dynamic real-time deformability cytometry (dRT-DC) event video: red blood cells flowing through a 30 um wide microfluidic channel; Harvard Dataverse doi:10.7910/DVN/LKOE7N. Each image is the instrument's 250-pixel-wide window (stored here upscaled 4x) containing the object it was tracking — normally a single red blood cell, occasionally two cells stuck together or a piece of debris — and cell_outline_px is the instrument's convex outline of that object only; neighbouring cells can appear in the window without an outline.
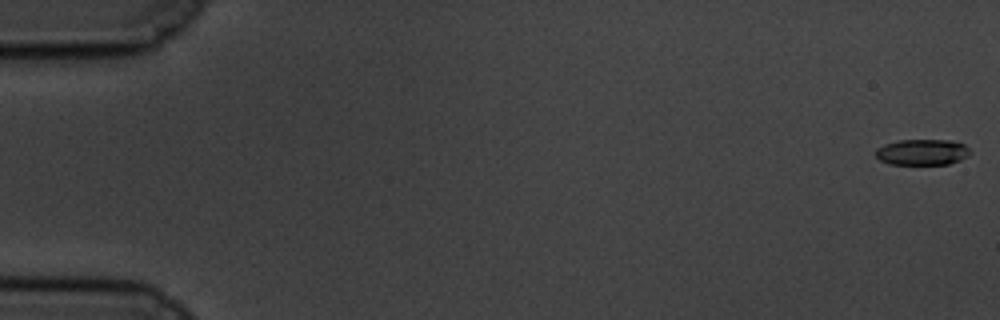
{"species": "common noctule bat (a hibernating species)", "species_latin": "Nyctalus noctula", "temperature_condition": "cold", "stored_images_in_passage": 58, "camera_frame_rate_fps": 3000, "um_per_image_px": 0.085, "animal": {"sex": "male", "body_mass_g": 19.5, "forearm_length_mm": 54.6}, "frame": {"image": 1, "passage_image": 1, "time_ms": 0.0, "image_size_px": [1000, 320], "cell_outline_px": [[972, 152], [968, 156], [960, 160], [948, 164], [888, 164], [880, 160], [876, 156], [876, 148], [884, 144], [900, 140], [948, 140], [964, 144]], "centroid_in_image_um": [78.39, 12.93], "position_along_channel_um": 6.6, "area_um2": 14.28}}
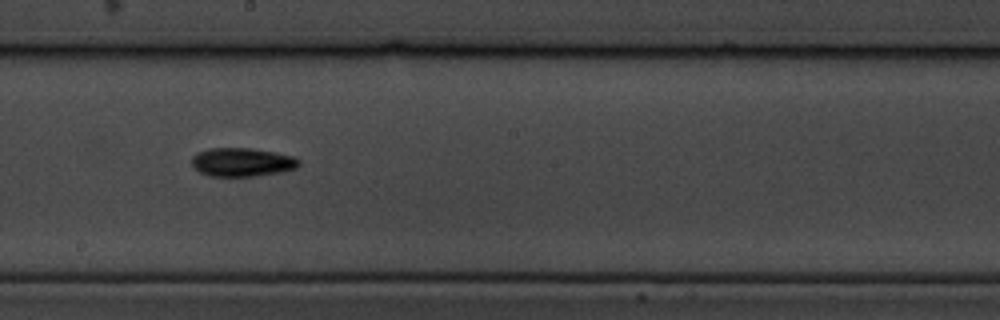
{"frame": {"image": 2, "passage_image": 33, "time_ms": 10.667, "image_size_px": [1000, 320], "cell_outline_px": [[300, 164], [296, 168], [280, 172], [252, 176], [212, 176], [200, 172], [192, 164], [192, 156], [196, 152], [208, 148], [252, 148], [276, 152], [292, 156], [300, 160]], "centroid_in_image_um": [20.57, 13.77], "position_along_channel_um": 227.6, "area_um2": 17.86}}
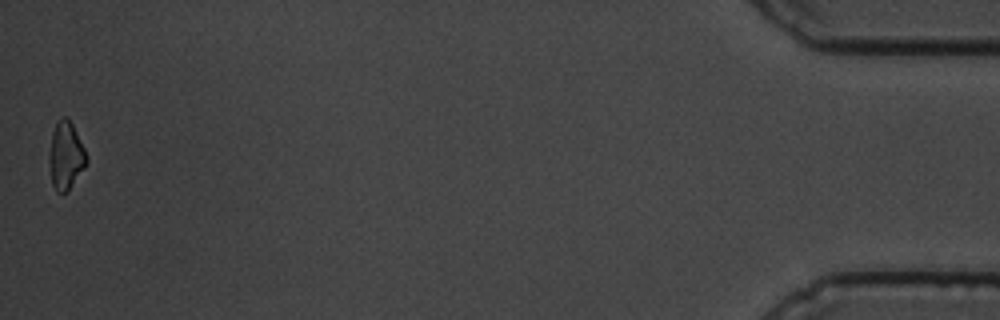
{"frame": {"image": 3, "passage_image": 58, "time_ms": 19.0, "image_size_px": [1000, 320], "cell_outline_px": [[88, 160], [84, 168], [68, 192], [56, 192], [52, 184], [48, 160], [48, 152], [52, 132], [56, 120], [60, 116], [68, 116], [88, 156]], "centroid_in_image_um": [5.57, 13.21], "position_along_channel_um": 429.6, "area_um2": 15.09}, "authors_computed_cell_mechanics": {"area_um2": 15.895, "velocity_mm_per_s": 3.4996, "shape_relaxation_time_tau1_ms": 3.4137, "shape_relaxation_time_tau2_ms": null, "deformation_change_tau1": 0.1021, "deformation_change_tau2": null}}